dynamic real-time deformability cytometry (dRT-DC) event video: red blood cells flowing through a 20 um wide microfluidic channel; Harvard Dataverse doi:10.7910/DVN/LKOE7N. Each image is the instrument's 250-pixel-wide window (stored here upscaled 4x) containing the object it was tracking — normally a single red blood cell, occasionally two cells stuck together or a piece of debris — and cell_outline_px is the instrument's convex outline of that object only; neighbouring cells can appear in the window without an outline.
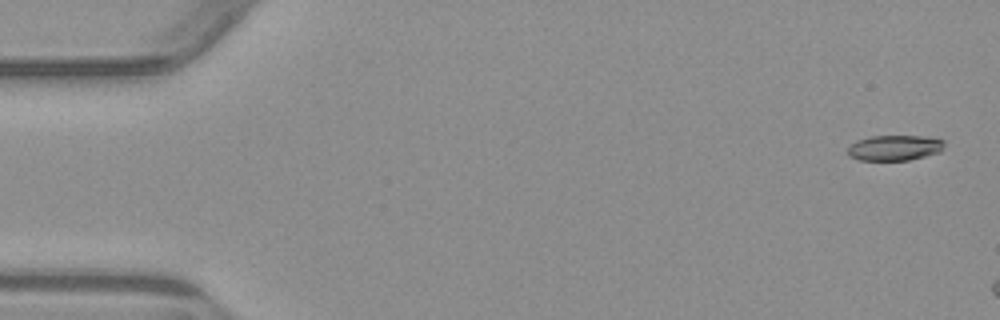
{"species": "common noctule bat (a hibernating species)", "species_latin": "Nyctalus noctula", "temperature_condition": "warm", "stored_images_in_passage": 6, "segment_of_instrument_passage": [2, 2], "camera_frame_rate_fps": 3000, "um_per_image_px": 0.085, "animal": {"sex": "male", "body_mass_g": 23.1, "forearm_length_mm": 52.7}, "frame": {"image": 1, "passage_image": 6, "time_ms": 6.667, "image_size_px": [1000, 320], "cell_outline_px": [[944, 148], [940, 152], [908, 160], [860, 160], [848, 156], [848, 144], [856, 140], [868, 136], [924, 136], [944, 140]], "centroid_in_image_um": [76.0, 12.55], "position_along_channel_um": 9.0, "area_um2": 14.45}}